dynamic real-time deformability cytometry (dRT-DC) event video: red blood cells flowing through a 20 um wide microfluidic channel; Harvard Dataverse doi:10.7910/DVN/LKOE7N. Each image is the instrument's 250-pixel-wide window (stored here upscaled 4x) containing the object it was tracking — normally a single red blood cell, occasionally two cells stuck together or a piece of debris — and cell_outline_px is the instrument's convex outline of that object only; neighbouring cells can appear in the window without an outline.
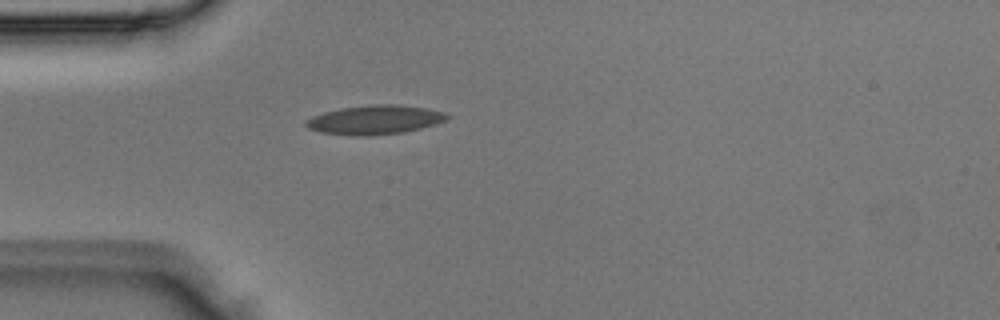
{"species": "Egyptian fruit bat (a non-hibernating species)", "species_latin": "Rousettus aegyptiacus", "temperature_condition": "room temperature", "stored_images_in_passage": 1, "camera_frame_rate_fps": 3000, "um_per_image_px": 0.085, "animal": {"sex": "male"}, "frame": {"image": 1, "passage_image": 1, "time_ms": 0.0, "image_size_px": [1000, 320], "cell_outline_px": [[448, 116], [444, 120], [436, 124], [404, 132], [368, 136], [356, 136], [320, 132], [308, 128], [304, 124], [304, 120], [312, 116], [324, 112], [340, 108], [376, 104], [396, 104], [428, 108], [444, 112]], "centroid_in_image_um": [31.82, 10.18], "position_along_channel_um": 53.2, "area_um2": 23.93}}